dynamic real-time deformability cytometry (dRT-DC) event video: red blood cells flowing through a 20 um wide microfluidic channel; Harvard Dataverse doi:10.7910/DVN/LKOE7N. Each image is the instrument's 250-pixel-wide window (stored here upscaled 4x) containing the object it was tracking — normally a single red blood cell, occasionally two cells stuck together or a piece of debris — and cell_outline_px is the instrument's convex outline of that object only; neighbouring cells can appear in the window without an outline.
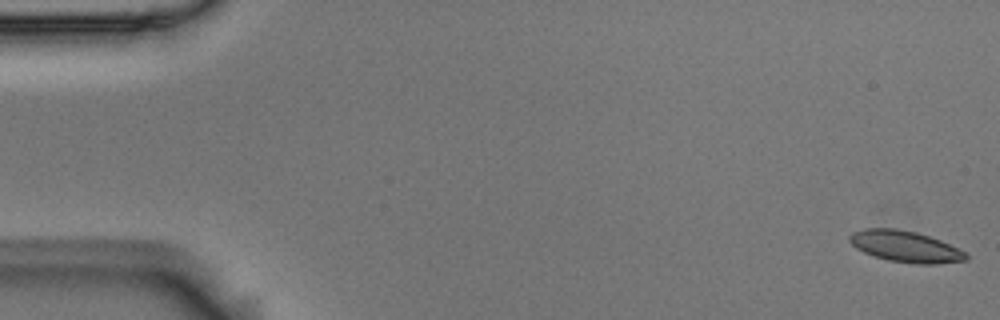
{"species": "Egyptian fruit bat (a non-hibernating species)", "species_latin": "Rousettus aegyptiacus", "temperature_condition": "room temperature", "stored_images_in_passage": 7, "camera_frame_rate_fps": 3000, "um_per_image_px": 0.085, "animal": {"sex": "male"}, "frame": {"image": 1, "passage_image": 1, "time_ms": 0.0, "image_size_px": [1000, 320], "cell_outline_px": [[968, 260], [936, 264], [916, 264], [888, 260], [872, 256], [856, 248], [848, 240], [848, 236], [852, 232], [864, 228], [896, 228], [916, 232], [940, 240], [964, 252], [968, 256]], "centroid_in_image_um": [76.91, 20.95], "position_along_channel_um": 8.1, "area_um2": 21.21}}
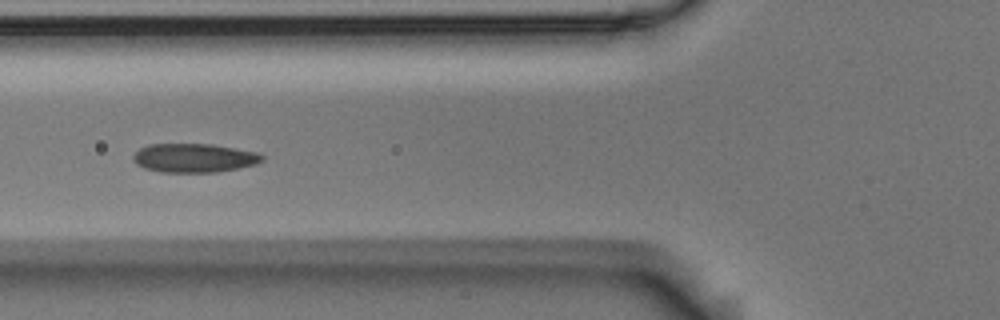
{"frame": {"image": 2, "passage_image": 6, "time_ms": 1.667, "image_size_px": [1000, 320], "cell_outline_px": [[264, 160], [256, 164], [216, 172], [160, 172], [144, 168], [136, 164], [132, 160], [132, 156], [140, 148], [148, 144], [212, 144], [260, 152], [264, 156]], "centroid_in_image_um": [16.5, 13.42], "position_along_channel_um": 109.3, "area_um2": 21.85}}
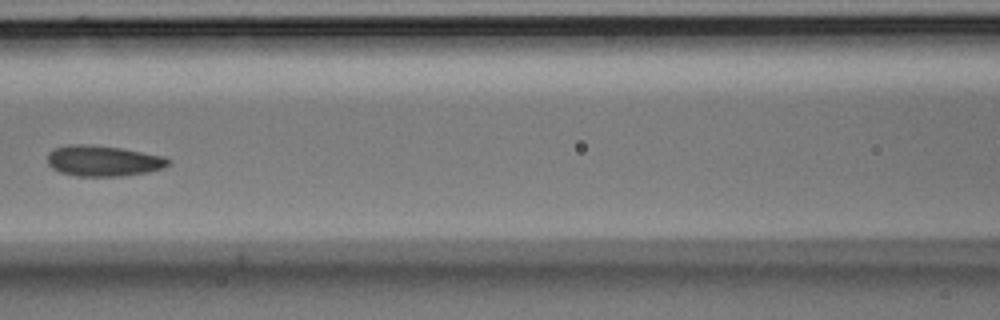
{"frame": {"image": 3, "passage_image": 7, "time_ms": 2.0, "image_size_px": [1000, 320], "cell_outline_px": [[172, 160], [164, 168], [148, 172], [120, 176], [76, 176], [60, 172], [52, 168], [48, 164], [48, 152], [56, 148], [68, 144], [88, 144], [120, 148], [164, 156]], "centroid_in_image_um": [8.78, 13.67], "position_along_channel_um": 157.8, "area_um2": 21.68}}